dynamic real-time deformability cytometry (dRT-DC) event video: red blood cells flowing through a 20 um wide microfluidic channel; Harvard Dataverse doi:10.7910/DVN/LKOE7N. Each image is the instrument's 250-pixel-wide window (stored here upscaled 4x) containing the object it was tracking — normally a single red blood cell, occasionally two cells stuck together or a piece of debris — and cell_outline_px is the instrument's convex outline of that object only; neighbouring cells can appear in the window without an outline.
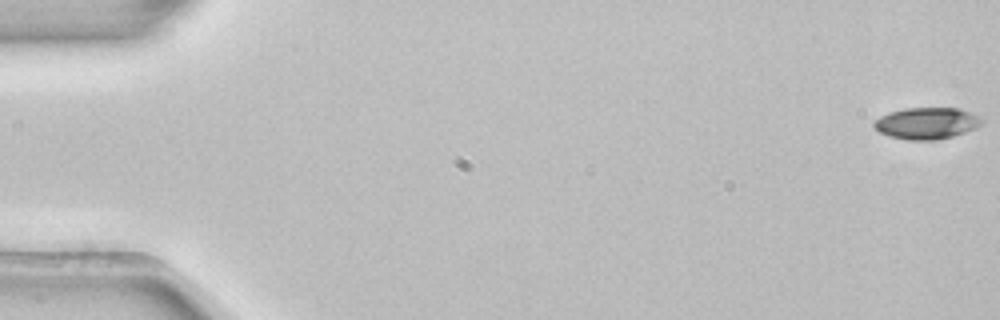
{"species": "common noctule bat (a hibernating species)", "species_latin": "Nyctalus noctula", "temperature_condition": "room temperature", "stored_images_in_passage": 54, "camera_frame_rate_fps": 3000, "um_per_image_px": 0.085, "animal": {"sex": "female", "body_mass_g": 22.7, "forearm_length_mm": 54.2}, "frame": {"image": 1, "passage_image": 1, "time_ms": 0.0, "image_size_px": [1000, 320], "cell_outline_px": [[984, 120], [976, 128], [952, 136], [936, 140], [908, 140], [888, 136], [872, 128], [872, 124], [880, 116], [888, 112], [904, 108], [960, 108], [980, 116]], "centroid_in_image_um": [78.74, 10.47], "position_along_channel_um": 6.3, "area_um2": 20.0}}
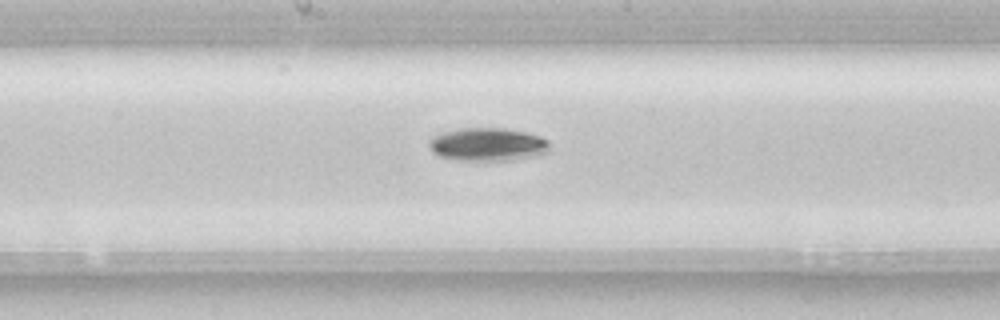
{"frame": {"image": 2, "passage_image": 29, "time_ms": 9.333, "image_size_px": [1000, 320], "cell_outline_px": [[548, 152], [536, 156], [512, 160], [484, 164], [460, 160], [440, 156], [432, 152], [428, 144], [436, 136], [444, 132], [460, 128], [504, 128], [524, 132], [540, 136], [548, 140]], "centroid_in_image_um": [41.48, 12.32], "position_along_channel_um": 206.7, "area_um2": 23.81}}
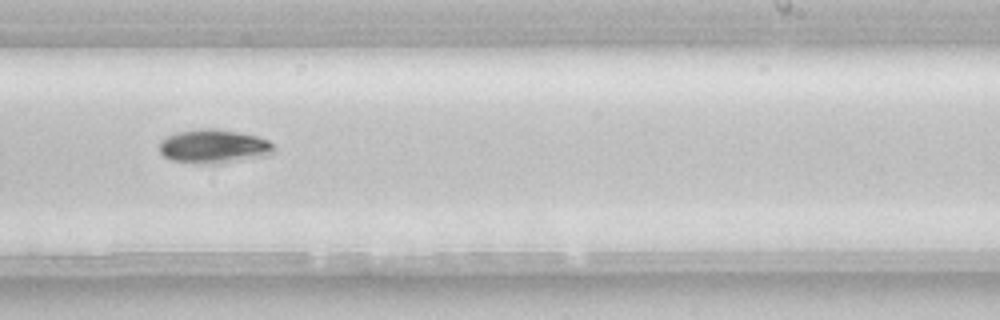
{"frame": {"image": 3, "passage_image": 34, "time_ms": 11.0, "image_size_px": [1000, 320], "cell_outline_px": [[272, 152], [264, 156], [220, 164], [192, 164], [172, 160], [164, 156], [160, 152], [160, 140], [176, 132], [200, 128], [212, 128], [236, 132], [256, 136], [268, 140], [272, 144]], "centroid_in_image_um": [18.11, 12.46], "position_along_channel_um": 270.9, "area_um2": 22.6}, "authors_computed_cell_mechanics": {"area_um2": 20.1722, "velocity_mm_per_s": 3.8728, "shape_relaxation_time_tau1_ms": 2.3745, "shape_relaxation_time_tau2_ms": null, "deformation_change_tau1": 0.1046, "deformation_change_tau2": null}}